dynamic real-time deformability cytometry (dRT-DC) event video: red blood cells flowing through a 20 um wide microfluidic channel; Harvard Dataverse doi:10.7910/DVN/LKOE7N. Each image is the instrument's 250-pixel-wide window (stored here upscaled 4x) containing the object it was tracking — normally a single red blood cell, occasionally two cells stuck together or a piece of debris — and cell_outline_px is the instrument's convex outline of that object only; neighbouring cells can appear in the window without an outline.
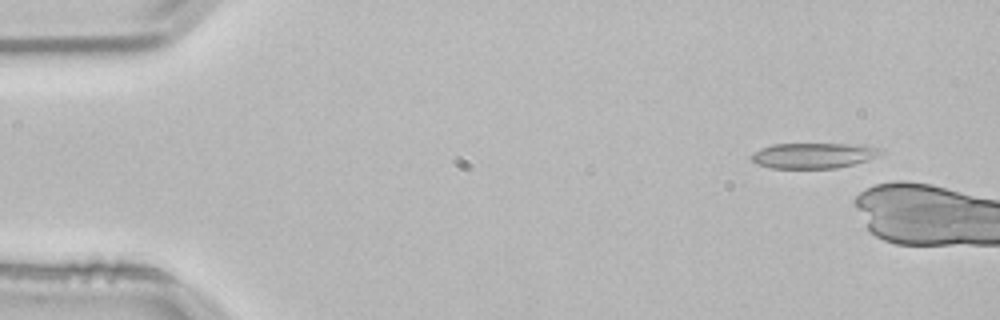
{"species": "common noctule bat (a hibernating species)", "species_latin": "Nyctalus noctula", "temperature_condition": "room temperature", "stored_images_in_passage": 4, "camera_frame_rate_fps": 3000, "um_per_image_px": 0.085, "animal": {"sex": "male", "body_mass_g": 21.5, "forearm_length_mm": 52.0}, "frame": {"image": 1, "passage_image": 1, "time_ms": 0.0, "image_size_px": [1000, 320], "cell_outline_px": [[884, 152], [864, 160], [852, 164], [836, 168], [772, 168], [756, 164], [752, 160], [752, 156], [760, 148], [772, 144], [848, 144], [876, 148]], "centroid_in_image_um": [69.05, 13.22], "position_along_channel_um": 16.0, "area_um2": 18.61}}